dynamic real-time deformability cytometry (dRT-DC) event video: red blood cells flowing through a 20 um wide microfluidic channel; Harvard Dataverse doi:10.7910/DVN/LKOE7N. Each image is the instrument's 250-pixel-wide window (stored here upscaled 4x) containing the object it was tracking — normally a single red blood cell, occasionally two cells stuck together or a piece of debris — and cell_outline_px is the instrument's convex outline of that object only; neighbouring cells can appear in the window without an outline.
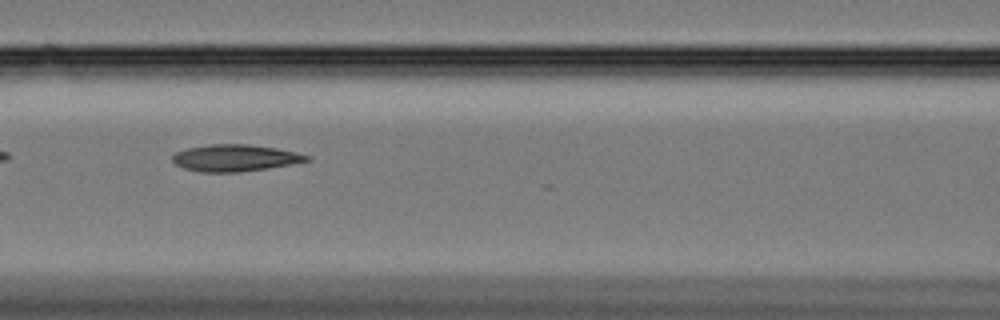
{"species": "Egyptian fruit bat (a non-hibernating species)", "species_latin": "Rousettus aegyptiacus", "temperature_condition": "cold", "stored_images_in_passage": 38, "camera_frame_rate_fps": 3000, "um_per_image_px": 0.085, "animal": {"sex": "female"}, "frame": {"image": 1, "passage_image": 8, "time_ms": 2.333, "image_size_px": [1000, 320], "cell_outline_px": [[312, 160], [268, 168], [240, 172], [200, 172], [184, 168], [176, 164], [172, 160], [172, 156], [176, 152], [188, 148], [212, 144], [248, 144], [276, 148], [312, 156]], "centroid_in_image_um": [19.99, 13.43], "position_along_channel_um": 146.6, "area_um2": 20.87}}
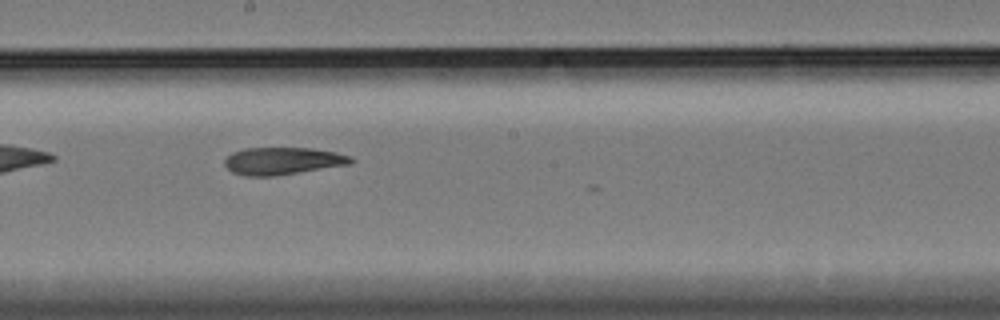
{"frame": {"image": 2, "passage_image": 15, "time_ms": 4.667, "image_size_px": [1000, 320], "cell_outline_px": [[356, 160], [352, 164], [272, 176], [244, 176], [232, 172], [224, 164], [224, 160], [232, 152], [244, 148], [312, 148], [336, 152], [352, 156]], "centroid_in_image_um": [24.06, 13.67], "position_along_channel_um": 224.1, "area_um2": 20.23}}
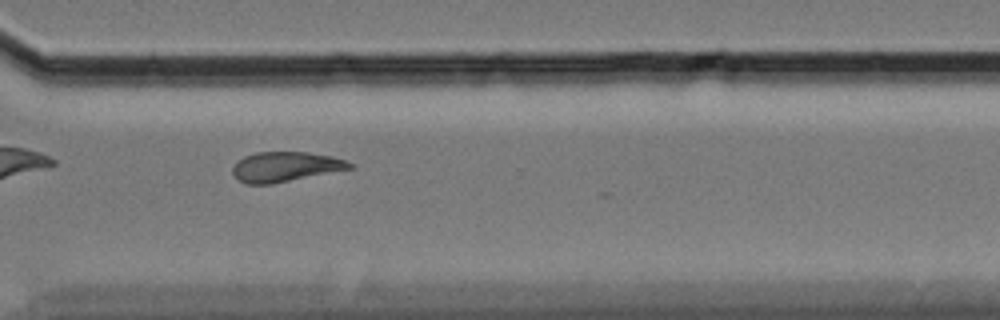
{"frame": {"image": 3, "passage_image": 26, "time_ms": 8.333, "image_size_px": [1000, 320], "cell_outline_px": [[356, 168], [272, 184], [244, 184], [236, 180], [232, 172], [232, 168], [244, 156], [256, 152], [308, 152], [332, 156], [344, 160], [352, 164]], "centroid_in_image_um": [24.26, 14.19], "position_along_channel_um": 346.3, "area_um2": 20.58}}